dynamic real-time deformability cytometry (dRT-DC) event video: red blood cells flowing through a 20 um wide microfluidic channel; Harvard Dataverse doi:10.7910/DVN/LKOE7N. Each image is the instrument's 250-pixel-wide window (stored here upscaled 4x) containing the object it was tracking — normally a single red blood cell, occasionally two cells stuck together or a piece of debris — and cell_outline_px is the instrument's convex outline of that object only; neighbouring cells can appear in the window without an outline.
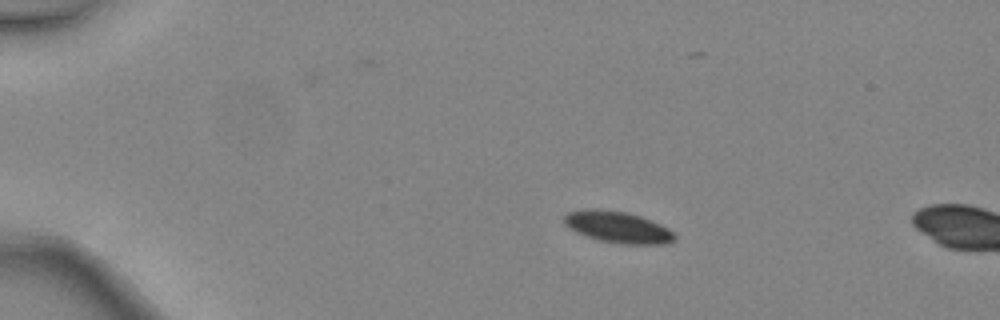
{"species": "common noctule bat (a hibernating species)", "species_latin": "Nyctalus noctula", "temperature_condition": "warm", "stored_images_in_passage": 2, "camera_frame_rate_fps": 3000, "um_per_image_px": 0.085, "animal": {"sex": "female", "body_mass_g": 24.6, "forearm_length_mm": 56.2}, "frame": {"image": 1, "passage_image": 1, "time_ms": 0.0, "image_size_px": [1000, 320], "cell_outline_px": [[676, 236], [668, 244], [620, 244], [600, 240], [576, 232], [568, 228], [564, 224], [564, 216], [568, 212], [584, 208], [596, 208], [628, 212], [640, 216], [660, 224], [668, 228]], "centroid_in_image_um": [52.48, 19.29], "position_along_channel_um": 32.5, "area_um2": 20.35}}